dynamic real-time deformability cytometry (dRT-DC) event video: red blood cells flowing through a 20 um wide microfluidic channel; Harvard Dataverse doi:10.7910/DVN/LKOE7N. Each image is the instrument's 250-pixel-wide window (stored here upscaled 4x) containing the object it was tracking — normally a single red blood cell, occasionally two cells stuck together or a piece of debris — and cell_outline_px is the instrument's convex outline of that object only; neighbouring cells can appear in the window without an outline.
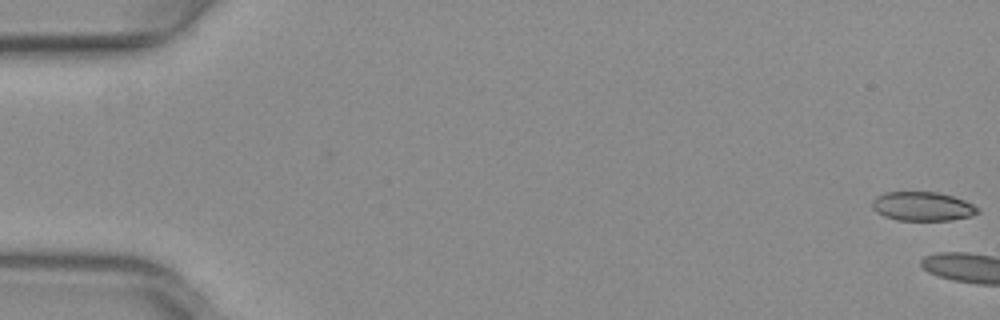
{"species": "common noctule bat (a hibernating species)", "species_latin": "Nyctalus noctula", "temperature_condition": "warm", "stored_images_in_passage": 4, "camera_frame_rate_fps": 3000, "um_per_image_px": 0.085, "animal": {"sex": "female", "body_mass_g": 29.2, "forearm_length_mm": 56.3}, "frame": {"image": 1, "passage_image": 1, "time_ms": 0.0, "image_size_px": [1000, 320], "cell_outline_px": [[980, 212], [972, 216], [952, 220], [896, 220], [884, 216], [876, 212], [872, 208], [872, 200], [876, 196], [884, 192], [936, 192], [952, 196], [964, 200], [980, 208]], "centroid_in_image_um": [78.41, 17.54], "position_along_channel_um": 6.6, "area_um2": 17.98}}